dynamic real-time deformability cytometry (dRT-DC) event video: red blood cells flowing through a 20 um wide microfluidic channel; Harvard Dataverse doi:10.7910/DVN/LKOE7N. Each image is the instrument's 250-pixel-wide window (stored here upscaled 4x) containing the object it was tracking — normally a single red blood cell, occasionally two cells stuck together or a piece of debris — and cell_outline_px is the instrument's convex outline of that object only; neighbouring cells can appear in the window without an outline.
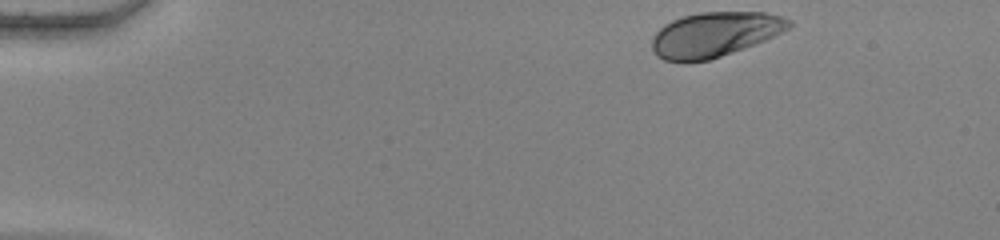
{"species": "human", "species_latin": "Homo sapiens", "temperature_condition": "warm", "stored_images_in_passage": 47, "camera_frame_rate_fps": 3000, "um_per_image_px": 0.085, "donor": {"sex": "female"}, "frame": {"image": 1, "passage_image": 1, "time_ms": 0.0, "image_size_px": [1000, 240], "cell_outline_px": [[792, 24], [788, 28], [756, 44], [708, 60], [684, 64], [664, 60], [656, 56], [652, 48], [652, 40], [656, 32], [664, 24], [672, 20], [684, 16], [700, 12], [764, 12], [780, 16], [792, 20]], "centroid_in_image_um": [60.7, 2.95], "position_along_channel_um": 24.3, "area_um2": 35.84}}
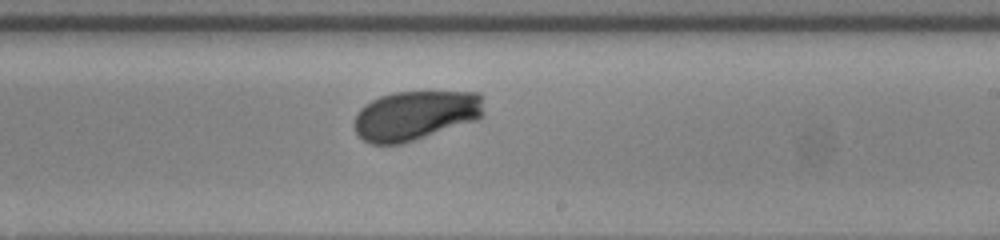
{"frame": {"image": 2, "passage_image": 27, "time_ms": 8.667, "image_size_px": [1000, 240], "cell_outline_px": [[484, 116], [480, 120], [400, 144], [372, 144], [364, 140], [356, 132], [352, 124], [356, 112], [364, 104], [380, 96], [396, 92], [480, 92], [484, 112]], "centroid_in_image_um": [35.31, 9.81], "position_along_channel_um": 253.7, "area_um2": 37.74}}
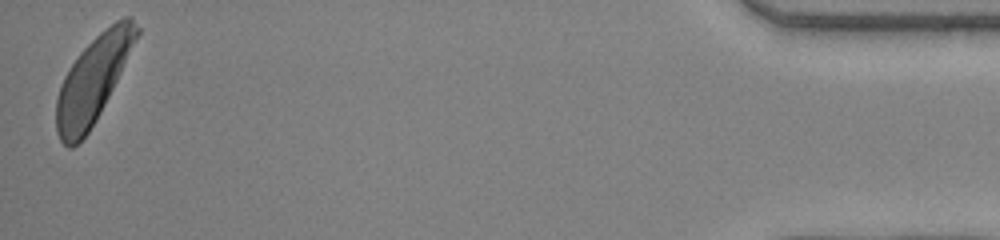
{"frame": {"image": 3, "passage_image": 47, "time_ms": 15.333, "image_size_px": [1000, 240], "cell_outline_px": [[140, 32], [96, 120], [88, 132], [72, 148], [68, 148], [60, 140], [56, 132], [56, 100], [60, 84], [64, 76], [80, 52], [100, 32], [116, 20], [124, 16], [132, 16], [140, 28]], "centroid_in_image_um": [7.89, 6.76], "position_along_channel_um": 427.3, "area_um2": 39.48}, "authors_computed_cell_mechanics": {"area_um2": 37.7434, "velocity_mm_per_s": 3.8131, "shape_relaxation_time_tau1_ms": 2.8212, "shape_relaxation_time_tau2_ms": 10.8262, "deformation_change_tau1": 0.1634, "deformation_change_tau2": 0.3417}}